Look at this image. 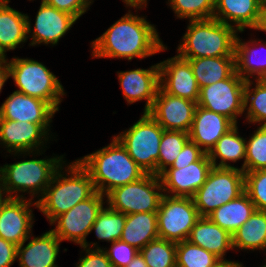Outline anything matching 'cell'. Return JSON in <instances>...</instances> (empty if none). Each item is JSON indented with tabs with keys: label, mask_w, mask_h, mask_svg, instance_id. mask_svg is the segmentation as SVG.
Wrapping results in <instances>:
<instances>
[{
	"label": "cell",
	"mask_w": 266,
	"mask_h": 267,
	"mask_svg": "<svg viewBox=\"0 0 266 267\" xmlns=\"http://www.w3.org/2000/svg\"><path fill=\"white\" fill-rule=\"evenodd\" d=\"M93 58H143L167 50L154 24L129 10L91 42Z\"/></svg>",
	"instance_id": "cell-1"
},
{
	"label": "cell",
	"mask_w": 266,
	"mask_h": 267,
	"mask_svg": "<svg viewBox=\"0 0 266 267\" xmlns=\"http://www.w3.org/2000/svg\"><path fill=\"white\" fill-rule=\"evenodd\" d=\"M77 160L89 172L96 191L105 196L146 175L115 136L109 145Z\"/></svg>",
	"instance_id": "cell-2"
},
{
	"label": "cell",
	"mask_w": 266,
	"mask_h": 267,
	"mask_svg": "<svg viewBox=\"0 0 266 267\" xmlns=\"http://www.w3.org/2000/svg\"><path fill=\"white\" fill-rule=\"evenodd\" d=\"M64 164L55 172L44 194L37 200V208L51 222L60 214L69 211L77 203L90 198L95 192L89 172L78 160L69 163L67 174Z\"/></svg>",
	"instance_id": "cell-3"
},
{
	"label": "cell",
	"mask_w": 266,
	"mask_h": 267,
	"mask_svg": "<svg viewBox=\"0 0 266 267\" xmlns=\"http://www.w3.org/2000/svg\"><path fill=\"white\" fill-rule=\"evenodd\" d=\"M237 33L234 27L215 18L190 20L177 55L181 58L235 56Z\"/></svg>",
	"instance_id": "cell-4"
},
{
	"label": "cell",
	"mask_w": 266,
	"mask_h": 267,
	"mask_svg": "<svg viewBox=\"0 0 266 267\" xmlns=\"http://www.w3.org/2000/svg\"><path fill=\"white\" fill-rule=\"evenodd\" d=\"M64 156H55L45 159L23 160L0 167V180L7 198H26L19 192L29 193L40 198L51 182L55 172L65 164ZM14 193V195H13ZM16 193V194H15ZM39 193V194H38ZM37 194V195H36Z\"/></svg>",
	"instance_id": "cell-5"
},
{
	"label": "cell",
	"mask_w": 266,
	"mask_h": 267,
	"mask_svg": "<svg viewBox=\"0 0 266 267\" xmlns=\"http://www.w3.org/2000/svg\"><path fill=\"white\" fill-rule=\"evenodd\" d=\"M10 77L17 92L46 101L56 112L65 95L58 77L44 64L28 58L13 57L8 61ZM62 97V98H61Z\"/></svg>",
	"instance_id": "cell-6"
},
{
	"label": "cell",
	"mask_w": 266,
	"mask_h": 267,
	"mask_svg": "<svg viewBox=\"0 0 266 267\" xmlns=\"http://www.w3.org/2000/svg\"><path fill=\"white\" fill-rule=\"evenodd\" d=\"M143 113L136 123L115 137L146 174L157 175L159 145L164 129L148 112Z\"/></svg>",
	"instance_id": "cell-7"
},
{
	"label": "cell",
	"mask_w": 266,
	"mask_h": 267,
	"mask_svg": "<svg viewBox=\"0 0 266 267\" xmlns=\"http://www.w3.org/2000/svg\"><path fill=\"white\" fill-rule=\"evenodd\" d=\"M244 192V172L237 167H212L205 183L192 197L200 217H208Z\"/></svg>",
	"instance_id": "cell-8"
},
{
	"label": "cell",
	"mask_w": 266,
	"mask_h": 267,
	"mask_svg": "<svg viewBox=\"0 0 266 267\" xmlns=\"http://www.w3.org/2000/svg\"><path fill=\"white\" fill-rule=\"evenodd\" d=\"M163 194L160 177L146 174L135 182L111 190L105 202L110 209L126 215L157 212Z\"/></svg>",
	"instance_id": "cell-9"
},
{
	"label": "cell",
	"mask_w": 266,
	"mask_h": 267,
	"mask_svg": "<svg viewBox=\"0 0 266 267\" xmlns=\"http://www.w3.org/2000/svg\"><path fill=\"white\" fill-rule=\"evenodd\" d=\"M106 196L96 191L90 198L77 203L72 209L57 216L50 225L56 224L51 231L60 239L68 240L92 249H101L96 243H88L86 237L91 233V227L98 213L104 207ZM91 246V247H90Z\"/></svg>",
	"instance_id": "cell-10"
},
{
	"label": "cell",
	"mask_w": 266,
	"mask_h": 267,
	"mask_svg": "<svg viewBox=\"0 0 266 267\" xmlns=\"http://www.w3.org/2000/svg\"><path fill=\"white\" fill-rule=\"evenodd\" d=\"M199 218L192 197L163 194L157 211L159 238L175 243L185 241Z\"/></svg>",
	"instance_id": "cell-11"
},
{
	"label": "cell",
	"mask_w": 266,
	"mask_h": 267,
	"mask_svg": "<svg viewBox=\"0 0 266 267\" xmlns=\"http://www.w3.org/2000/svg\"><path fill=\"white\" fill-rule=\"evenodd\" d=\"M246 81L236 71L228 78L200 88L197 105L224 115L234 124L244 111Z\"/></svg>",
	"instance_id": "cell-12"
},
{
	"label": "cell",
	"mask_w": 266,
	"mask_h": 267,
	"mask_svg": "<svg viewBox=\"0 0 266 267\" xmlns=\"http://www.w3.org/2000/svg\"><path fill=\"white\" fill-rule=\"evenodd\" d=\"M50 125L0 119V145L14 156L41 155L44 142L51 138L48 137Z\"/></svg>",
	"instance_id": "cell-13"
},
{
	"label": "cell",
	"mask_w": 266,
	"mask_h": 267,
	"mask_svg": "<svg viewBox=\"0 0 266 267\" xmlns=\"http://www.w3.org/2000/svg\"><path fill=\"white\" fill-rule=\"evenodd\" d=\"M197 103L172 96L158 88L156 98L148 113L164 130L189 133L193 124Z\"/></svg>",
	"instance_id": "cell-14"
},
{
	"label": "cell",
	"mask_w": 266,
	"mask_h": 267,
	"mask_svg": "<svg viewBox=\"0 0 266 267\" xmlns=\"http://www.w3.org/2000/svg\"><path fill=\"white\" fill-rule=\"evenodd\" d=\"M37 208L29 198H7L0 207V237L16 246L30 240L32 236L33 211Z\"/></svg>",
	"instance_id": "cell-15"
},
{
	"label": "cell",
	"mask_w": 266,
	"mask_h": 267,
	"mask_svg": "<svg viewBox=\"0 0 266 267\" xmlns=\"http://www.w3.org/2000/svg\"><path fill=\"white\" fill-rule=\"evenodd\" d=\"M212 163L207 153L183 168H167L160 175L163 193L169 196L193 197L205 183Z\"/></svg>",
	"instance_id": "cell-16"
},
{
	"label": "cell",
	"mask_w": 266,
	"mask_h": 267,
	"mask_svg": "<svg viewBox=\"0 0 266 267\" xmlns=\"http://www.w3.org/2000/svg\"><path fill=\"white\" fill-rule=\"evenodd\" d=\"M77 19L71 14L58 10L43 1L37 11L35 25L32 29L31 21L27 15V36H31L30 46L40 44H58ZM32 29V30H31ZM32 33V34H30Z\"/></svg>",
	"instance_id": "cell-17"
},
{
	"label": "cell",
	"mask_w": 266,
	"mask_h": 267,
	"mask_svg": "<svg viewBox=\"0 0 266 267\" xmlns=\"http://www.w3.org/2000/svg\"><path fill=\"white\" fill-rule=\"evenodd\" d=\"M159 86L172 96L198 101L200 89L190 63L178 55L159 63Z\"/></svg>",
	"instance_id": "cell-18"
},
{
	"label": "cell",
	"mask_w": 266,
	"mask_h": 267,
	"mask_svg": "<svg viewBox=\"0 0 266 267\" xmlns=\"http://www.w3.org/2000/svg\"><path fill=\"white\" fill-rule=\"evenodd\" d=\"M123 96L128 104L146 100L144 112L153 104L159 86V63L149 69H133L117 72Z\"/></svg>",
	"instance_id": "cell-19"
},
{
	"label": "cell",
	"mask_w": 266,
	"mask_h": 267,
	"mask_svg": "<svg viewBox=\"0 0 266 267\" xmlns=\"http://www.w3.org/2000/svg\"><path fill=\"white\" fill-rule=\"evenodd\" d=\"M56 111L41 99L14 91L0 106V119L50 124Z\"/></svg>",
	"instance_id": "cell-20"
},
{
	"label": "cell",
	"mask_w": 266,
	"mask_h": 267,
	"mask_svg": "<svg viewBox=\"0 0 266 267\" xmlns=\"http://www.w3.org/2000/svg\"><path fill=\"white\" fill-rule=\"evenodd\" d=\"M234 125L224 115L197 105L189 137L191 141L208 154L223 134Z\"/></svg>",
	"instance_id": "cell-21"
},
{
	"label": "cell",
	"mask_w": 266,
	"mask_h": 267,
	"mask_svg": "<svg viewBox=\"0 0 266 267\" xmlns=\"http://www.w3.org/2000/svg\"><path fill=\"white\" fill-rule=\"evenodd\" d=\"M260 15V0H215L213 18L234 27L239 33L245 28L255 30Z\"/></svg>",
	"instance_id": "cell-22"
},
{
	"label": "cell",
	"mask_w": 266,
	"mask_h": 267,
	"mask_svg": "<svg viewBox=\"0 0 266 267\" xmlns=\"http://www.w3.org/2000/svg\"><path fill=\"white\" fill-rule=\"evenodd\" d=\"M25 242L17 246L20 267H58L56 259L61 241L51 230L33 237L24 247Z\"/></svg>",
	"instance_id": "cell-23"
},
{
	"label": "cell",
	"mask_w": 266,
	"mask_h": 267,
	"mask_svg": "<svg viewBox=\"0 0 266 267\" xmlns=\"http://www.w3.org/2000/svg\"><path fill=\"white\" fill-rule=\"evenodd\" d=\"M187 240L213 253L221 261H226L224 256L227 250H233L232 234L215 224L209 217H200L197 220Z\"/></svg>",
	"instance_id": "cell-24"
},
{
	"label": "cell",
	"mask_w": 266,
	"mask_h": 267,
	"mask_svg": "<svg viewBox=\"0 0 266 267\" xmlns=\"http://www.w3.org/2000/svg\"><path fill=\"white\" fill-rule=\"evenodd\" d=\"M10 0H0V57L27 42V14L8 5Z\"/></svg>",
	"instance_id": "cell-25"
},
{
	"label": "cell",
	"mask_w": 266,
	"mask_h": 267,
	"mask_svg": "<svg viewBox=\"0 0 266 267\" xmlns=\"http://www.w3.org/2000/svg\"><path fill=\"white\" fill-rule=\"evenodd\" d=\"M242 41L243 40L240 39L237 33L234 52L236 73L245 81L251 80L250 77L253 76L255 80L266 79V56L263 57V54H259V52L256 51L257 48H255V46H258L257 44L259 42L261 44L259 46H263L266 49V42L262 43V40L259 39L250 40L248 43Z\"/></svg>",
	"instance_id": "cell-26"
},
{
	"label": "cell",
	"mask_w": 266,
	"mask_h": 267,
	"mask_svg": "<svg viewBox=\"0 0 266 267\" xmlns=\"http://www.w3.org/2000/svg\"><path fill=\"white\" fill-rule=\"evenodd\" d=\"M189 61L199 89L230 77L235 71V56L183 58Z\"/></svg>",
	"instance_id": "cell-27"
},
{
	"label": "cell",
	"mask_w": 266,
	"mask_h": 267,
	"mask_svg": "<svg viewBox=\"0 0 266 267\" xmlns=\"http://www.w3.org/2000/svg\"><path fill=\"white\" fill-rule=\"evenodd\" d=\"M158 237L157 212H141L126 215L121 241L140 251L150 241Z\"/></svg>",
	"instance_id": "cell-28"
},
{
	"label": "cell",
	"mask_w": 266,
	"mask_h": 267,
	"mask_svg": "<svg viewBox=\"0 0 266 267\" xmlns=\"http://www.w3.org/2000/svg\"><path fill=\"white\" fill-rule=\"evenodd\" d=\"M212 166L219 168H234L228 162L244 159L240 170L245 173L246 138L239 135L238 126L235 124L216 142L215 146L208 153ZM220 159V163L217 159Z\"/></svg>",
	"instance_id": "cell-29"
},
{
	"label": "cell",
	"mask_w": 266,
	"mask_h": 267,
	"mask_svg": "<svg viewBox=\"0 0 266 267\" xmlns=\"http://www.w3.org/2000/svg\"><path fill=\"white\" fill-rule=\"evenodd\" d=\"M255 210L253 202L244 191L237 198L213 211L208 217L222 229L233 234L250 218Z\"/></svg>",
	"instance_id": "cell-30"
},
{
	"label": "cell",
	"mask_w": 266,
	"mask_h": 267,
	"mask_svg": "<svg viewBox=\"0 0 266 267\" xmlns=\"http://www.w3.org/2000/svg\"><path fill=\"white\" fill-rule=\"evenodd\" d=\"M233 250L266 249V211L255 210L250 218L232 234Z\"/></svg>",
	"instance_id": "cell-31"
},
{
	"label": "cell",
	"mask_w": 266,
	"mask_h": 267,
	"mask_svg": "<svg viewBox=\"0 0 266 267\" xmlns=\"http://www.w3.org/2000/svg\"><path fill=\"white\" fill-rule=\"evenodd\" d=\"M254 83L247 80L245 84L244 111L248 123H258L259 126H266V79H256Z\"/></svg>",
	"instance_id": "cell-32"
},
{
	"label": "cell",
	"mask_w": 266,
	"mask_h": 267,
	"mask_svg": "<svg viewBox=\"0 0 266 267\" xmlns=\"http://www.w3.org/2000/svg\"><path fill=\"white\" fill-rule=\"evenodd\" d=\"M125 222L126 214L105 206L98 213L96 221L91 227V232L92 230L95 231L98 240L112 243L121 239Z\"/></svg>",
	"instance_id": "cell-33"
},
{
	"label": "cell",
	"mask_w": 266,
	"mask_h": 267,
	"mask_svg": "<svg viewBox=\"0 0 266 267\" xmlns=\"http://www.w3.org/2000/svg\"><path fill=\"white\" fill-rule=\"evenodd\" d=\"M221 260L188 240L176 243L177 267H216Z\"/></svg>",
	"instance_id": "cell-34"
},
{
	"label": "cell",
	"mask_w": 266,
	"mask_h": 267,
	"mask_svg": "<svg viewBox=\"0 0 266 267\" xmlns=\"http://www.w3.org/2000/svg\"><path fill=\"white\" fill-rule=\"evenodd\" d=\"M190 140L189 133L183 131L164 130L159 145L157 176L171 167L184 145Z\"/></svg>",
	"instance_id": "cell-35"
},
{
	"label": "cell",
	"mask_w": 266,
	"mask_h": 267,
	"mask_svg": "<svg viewBox=\"0 0 266 267\" xmlns=\"http://www.w3.org/2000/svg\"><path fill=\"white\" fill-rule=\"evenodd\" d=\"M139 252L148 267H177L175 242L158 237L150 241Z\"/></svg>",
	"instance_id": "cell-36"
},
{
	"label": "cell",
	"mask_w": 266,
	"mask_h": 267,
	"mask_svg": "<svg viewBox=\"0 0 266 267\" xmlns=\"http://www.w3.org/2000/svg\"><path fill=\"white\" fill-rule=\"evenodd\" d=\"M177 18L203 20L213 18L215 0H168Z\"/></svg>",
	"instance_id": "cell-37"
},
{
	"label": "cell",
	"mask_w": 266,
	"mask_h": 267,
	"mask_svg": "<svg viewBox=\"0 0 266 267\" xmlns=\"http://www.w3.org/2000/svg\"><path fill=\"white\" fill-rule=\"evenodd\" d=\"M266 169V126H259L246 140L245 172Z\"/></svg>",
	"instance_id": "cell-38"
},
{
	"label": "cell",
	"mask_w": 266,
	"mask_h": 267,
	"mask_svg": "<svg viewBox=\"0 0 266 267\" xmlns=\"http://www.w3.org/2000/svg\"><path fill=\"white\" fill-rule=\"evenodd\" d=\"M244 191L256 210L266 211V169L245 172Z\"/></svg>",
	"instance_id": "cell-39"
},
{
	"label": "cell",
	"mask_w": 266,
	"mask_h": 267,
	"mask_svg": "<svg viewBox=\"0 0 266 267\" xmlns=\"http://www.w3.org/2000/svg\"><path fill=\"white\" fill-rule=\"evenodd\" d=\"M111 244L109 249L104 248L103 250L107 253L112 267H126L139 252L135 247L121 240L114 241Z\"/></svg>",
	"instance_id": "cell-40"
},
{
	"label": "cell",
	"mask_w": 266,
	"mask_h": 267,
	"mask_svg": "<svg viewBox=\"0 0 266 267\" xmlns=\"http://www.w3.org/2000/svg\"><path fill=\"white\" fill-rule=\"evenodd\" d=\"M58 10L67 12L77 20L86 12L93 0H42Z\"/></svg>",
	"instance_id": "cell-41"
},
{
	"label": "cell",
	"mask_w": 266,
	"mask_h": 267,
	"mask_svg": "<svg viewBox=\"0 0 266 267\" xmlns=\"http://www.w3.org/2000/svg\"><path fill=\"white\" fill-rule=\"evenodd\" d=\"M85 256L81 257L76 267H112L111 261L108 259L107 253L101 249H90L82 247Z\"/></svg>",
	"instance_id": "cell-42"
},
{
	"label": "cell",
	"mask_w": 266,
	"mask_h": 267,
	"mask_svg": "<svg viewBox=\"0 0 266 267\" xmlns=\"http://www.w3.org/2000/svg\"><path fill=\"white\" fill-rule=\"evenodd\" d=\"M205 152L193 141L189 140L177 155L176 160L168 168H183L191 164L192 162L198 161Z\"/></svg>",
	"instance_id": "cell-43"
},
{
	"label": "cell",
	"mask_w": 266,
	"mask_h": 267,
	"mask_svg": "<svg viewBox=\"0 0 266 267\" xmlns=\"http://www.w3.org/2000/svg\"><path fill=\"white\" fill-rule=\"evenodd\" d=\"M16 257L17 246L0 237V267H11Z\"/></svg>",
	"instance_id": "cell-44"
},
{
	"label": "cell",
	"mask_w": 266,
	"mask_h": 267,
	"mask_svg": "<svg viewBox=\"0 0 266 267\" xmlns=\"http://www.w3.org/2000/svg\"><path fill=\"white\" fill-rule=\"evenodd\" d=\"M9 77L8 59L6 57H0V92Z\"/></svg>",
	"instance_id": "cell-45"
},
{
	"label": "cell",
	"mask_w": 266,
	"mask_h": 267,
	"mask_svg": "<svg viewBox=\"0 0 266 267\" xmlns=\"http://www.w3.org/2000/svg\"><path fill=\"white\" fill-rule=\"evenodd\" d=\"M126 267H148L145 263L143 256L140 252L134 257V259Z\"/></svg>",
	"instance_id": "cell-46"
},
{
	"label": "cell",
	"mask_w": 266,
	"mask_h": 267,
	"mask_svg": "<svg viewBox=\"0 0 266 267\" xmlns=\"http://www.w3.org/2000/svg\"><path fill=\"white\" fill-rule=\"evenodd\" d=\"M127 7L142 9L147 6V0H123Z\"/></svg>",
	"instance_id": "cell-47"
},
{
	"label": "cell",
	"mask_w": 266,
	"mask_h": 267,
	"mask_svg": "<svg viewBox=\"0 0 266 267\" xmlns=\"http://www.w3.org/2000/svg\"><path fill=\"white\" fill-rule=\"evenodd\" d=\"M255 30L266 31V6L261 7L260 21Z\"/></svg>",
	"instance_id": "cell-48"
},
{
	"label": "cell",
	"mask_w": 266,
	"mask_h": 267,
	"mask_svg": "<svg viewBox=\"0 0 266 267\" xmlns=\"http://www.w3.org/2000/svg\"><path fill=\"white\" fill-rule=\"evenodd\" d=\"M216 267H244L242 263L235 262V261H220L219 264Z\"/></svg>",
	"instance_id": "cell-49"
},
{
	"label": "cell",
	"mask_w": 266,
	"mask_h": 267,
	"mask_svg": "<svg viewBox=\"0 0 266 267\" xmlns=\"http://www.w3.org/2000/svg\"><path fill=\"white\" fill-rule=\"evenodd\" d=\"M4 194H5V198L3 197ZM6 200H7L6 193L0 180V207Z\"/></svg>",
	"instance_id": "cell-50"
},
{
	"label": "cell",
	"mask_w": 266,
	"mask_h": 267,
	"mask_svg": "<svg viewBox=\"0 0 266 267\" xmlns=\"http://www.w3.org/2000/svg\"><path fill=\"white\" fill-rule=\"evenodd\" d=\"M260 4H261V7H265L266 6V0H260Z\"/></svg>",
	"instance_id": "cell-51"
}]
</instances>
